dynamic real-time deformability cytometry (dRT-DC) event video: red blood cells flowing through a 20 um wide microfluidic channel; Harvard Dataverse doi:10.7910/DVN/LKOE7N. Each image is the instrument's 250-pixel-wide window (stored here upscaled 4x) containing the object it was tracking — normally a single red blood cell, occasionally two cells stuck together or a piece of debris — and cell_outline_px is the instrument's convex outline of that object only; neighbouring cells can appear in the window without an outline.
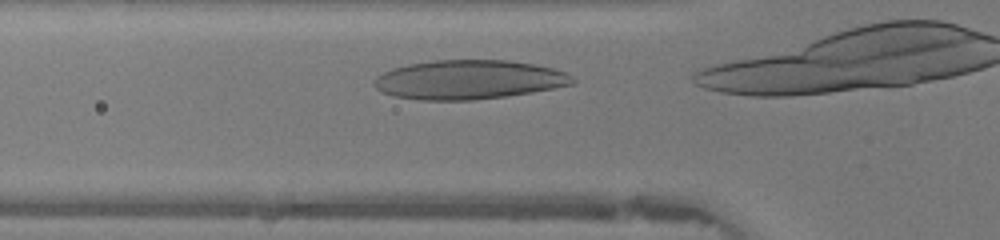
{"species": "human", "species_latin": "Homo sapiens", "temperature_condition": "warm", "stored_images_in_passage": 23, "camera_frame_rate_fps": 3000, "um_per_image_px": 0.085, "donor": {"sex": "female"}, "frame": {"image": 1, "passage_image": 2, "time_ms": 0.333, "image_size_px": [1000, 240], "cell_outline_px": [[576, 80], [572, 84], [552, 88], [504, 96], [472, 100], [420, 100], [392, 96], [380, 92], [372, 84], [372, 80], [376, 76], [392, 68], [408, 64], [436, 60], [508, 60], [532, 64], [552, 68], [568, 72]], "centroid_in_image_um": [39.78, 6.77], "position_along_channel_um": 86.0, "area_um2": 45.26}}
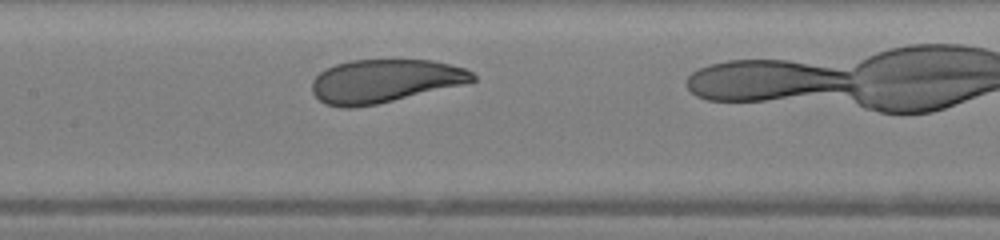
{"frame": {"image": 2, "passage_image": 8, "time_ms": 2.333, "image_size_px": [1000, 240], "cell_outline_px": [[476, 80], [468, 84], [376, 104], [348, 108], [340, 108], [324, 104], [312, 92], [312, 80], [320, 72], [336, 64], [352, 60], [432, 60], [464, 68], [472, 72], [476, 76]], "centroid_in_image_um": [32.71, 6.89], "position_along_channel_um": 174.7, "area_um2": 40.58}}
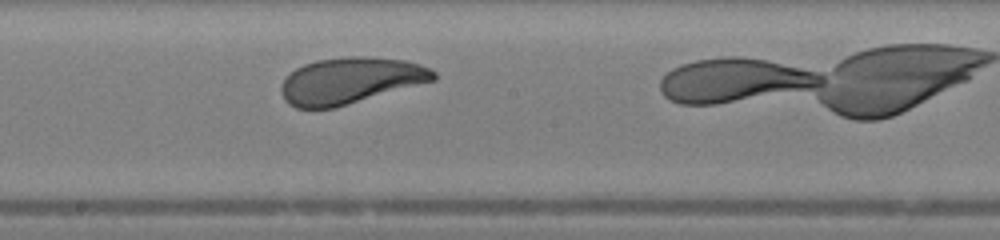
{"frame": {"image": 3, "passage_image": 11, "time_ms": 3.333, "image_size_px": [1000, 240], "cell_outline_px": [[436, 80], [336, 108], [296, 108], [288, 104], [284, 100], [280, 92], [280, 88], [284, 80], [296, 68], [304, 64], [316, 60], [348, 56], [364, 56], [404, 60], [420, 64], [436, 72]], "centroid_in_image_um": [29.77, 6.86], "position_along_channel_um": 218.4, "area_um2": 41.27}}